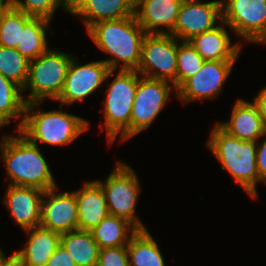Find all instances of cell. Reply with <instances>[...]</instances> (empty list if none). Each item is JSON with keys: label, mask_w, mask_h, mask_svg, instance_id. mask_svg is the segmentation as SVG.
<instances>
[{"label": "cell", "mask_w": 266, "mask_h": 266, "mask_svg": "<svg viewBox=\"0 0 266 266\" xmlns=\"http://www.w3.org/2000/svg\"><path fill=\"white\" fill-rule=\"evenodd\" d=\"M79 64L75 57L72 58L62 93L56 100L62 106H69L88 97L114 74V70H110L103 60Z\"/></svg>", "instance_id": "obj_11"}, {"label": "cell", "mask_w": 266, "mask_h": 266, "mask_svg": "<svg viewBox=\"0 0 266 266\" xmlns=\"http://www.w3.org/2000/svg\"><path fill=\"white\" fill-rule=\"evenodd\" d=\"M234 64L235 61L205 60L200 70L176 90L177 97L184 104L217 97Z\"/></svg>", "instance_id": "obj_12"}, {"label": "cell", "mask_w": 266, "mask_h": 266, "mask_svg": "<svg viewBox=\"0 0 266 266\" xmlns=\"http://www.w3.org/2000/svg\"><path fill=\"white\" fill-rule=\"evenodd\" d=\"M97 266H130L127 245L100 249Z\"/></svg>", "instance_id": "obj_31"}, {"label": "cell", "mask_w": 266, "mask_h": 266, "mask_svg": "<svg viewBox=\"0 0 266 266\" xmlns=\"http://www.w3.org/2000/svg\"><path fill=\"white\" fill-rule=\"evenodd\" d=\"M127 251L130 266H165L159 246L147 229L131 237Z\"/></svg>", "instance_id": "obj_24"}, {"label": "cell", "mask_w": 266, "mask_h": 266, "mask_svg": "<svg viewBox=\"0 0 266 266\" xmlns=\"http://www.w3.org/2000/svg\"><path fill=\"white\" fill-rule=\"evenodd\" d=\"M115 166L105 182L96 180L104 191L108 213L128 220L138 230L147 229L135 216L141 186L134 169L119 161Z\"/></svg>", "instance_id": "obj_7"}, {"label": "cell", "mask_w": 266, "mask_h": 266, "mask_svg": "<svg viewBox=\"0 0 266 266\" xmlns=\"http://www.w3.org/2000/svg\"><path fill=\"white\" fill-rule=\"evenodd\" d=\"M253 104L256 106L258 113L262 116L263 122L266 124V87L262 88L253 99Z\"/></svg>", "instance_id": "obj_34"}, {"label": "cell", "mask_w": 266, "mask_h": 266, "mask_svg": "<svg viewBox=\"0 0 266 266\" xmlns=\"http://www.w3.org/2000/svg\"><path fill=\"white\" fill-rule=\"evenodd\" d=\"M56 187L44 192L40 226L64 234L78 230V207L74 192L56 193Z\"/></svg>", "instance_id": "obj_14"}, {"label": "cell", "mask_w": 266, "mask_h": 266, "mask_svg": "<svg viewBox=\"0 0 266 266\" xmlns=\"http://www.w3.org/2000/svg\"><path fill=\"white\" fill-rule=\"evenodd\" d=\"M13 7L32 18H43L51 21L60 6L70 13V0H12Z\"/></svg>", "instance_id": "obj_30"}, {"label": "cell", "mask_w": 266, "mask_h": 266, "mask_svg": "<svg viewBox=\"0 0 266 266\" xmlns=\"http://www.w3.org/2000/svg\"><path fill=\"white\" fill-rule=\"evenodd\" d=\"M183 0H135V17L147 34H170ZM164 26L167 30L160 28Z\"/></svg>", "instance_id": "obj_16"}, {"label": "cell", "mask_w": 266, "mask_h": 266, "mask_svg": "<svg viewBox=\"0 0 266 266\" xmlns=\"http://www.w3.org/2000/svg\"><path fill=\"white\" fill-rule=\"evenodd\" d=\"M222 21L249 43L266 44V0H222Z\"/></svg>", "instance_id": "obj_9"}, {"label": "cell", "mask_w": 266, "mask_h": 266, "mask_svg": "<svg viewBox=\"0 0 266 266\" xmlns=\"http://www.w3.org/2000/svg\"><path fill=\"white\" fill-rule=\"evenodd\" d=\"M70 14L80 15L88 29L101 21L135 16V0H70Z\"/></svg>", "instance_id": "obj_17"}, {"label": "cell", "mask_w": 266, "mask_h": 266, "mask_svg": "<svg viewBox=\"0 0 266 266\" xmlns=\"http://www.w3.org/2000/svg\"><path fill=\"white\" fill-rule=\"evenodd\" d=\"M78 207V230L91 231L109 213L101 185L86 181L79 190H74Z\"/></svg>", "instance_id": "obj_20"}, {"label": "cell", "mask_w": 266, "mask_h": 266, "mask_svg": "<svg viewBox=\"0 0 266 266\" xmlns=\"http://www.w3.org/2000/svg\"><path fill=\"white\" fill-rule=\"evenodd\" d=\"M138 229L128 220L108 214L91 230L100 249L128 245Z\"/></svg>", "instance_id": "obj_22"}, {"label": "cell", "mask_w": 266, "mask_h": 266, "mask_svg": "<svg viewBox=\"0 0 266 266\" xmlns=\"http://www.w3.org/2000/svg\"><path fill=\"white\" fill-rule=\"evenodd\" d=\"M22 93L21 87L0 73V122L6 126L12 118L22 117L17 131L22 126L26 106Z\"/></svg>", "instance_id": "obj_26"}, {"label": "cell", "mask_w": 266, "mask_h": 266, "mask_svg": "<svg viewBox=\"0 0 266 266\" xmlns=\"http://www.w3.org/2000/svg\"><path fill=\"white\" fill-rule=\"evenodd\" d=\"M2 266H21V265L20 262L13 255H10Z\"/></svg>", "instance_id": "obj_36"}, {"label": "cell", "mask_w": 266, "mask_h": 266, "mask_svg": "<svg viewBox=\"0 0 266 266\" xmlns=\"http://www.w3.org/2000/svg\"><path fill=\"white\" fill-rule=\"evenodd\" d=\"M264 136H266V133ZM256 162L259 172V182L266 183V138L257 146Z\"/></svg>", "instance_id": "obj_33"}, {"label": "cell", "mask_w": 266, "mask_h": 266, "mask_svg": "<svg viewBox=\"0 0 266 266\" xmlns=\"http://www.w3.org/2000/svg\"><path fill=\"white\" fill-rule=\"evenodd\" d=\"M114 70L115 78L109 84L103 101L108 144H112L118 134L121 142L130 139V117L139 80L135 70ZM117 73V74H116Z\"/></svg>", "instance_id": "obj_5"}, {"label": "cell", "mask_w": 266, "mask_h": 266, "mask_svg": "<svg viewBox=\"0 0 266 266\" xmlns=\"http://www.w3.org/2000/svg\"><path fill=\"white\" fill-rule=\"evenodd\" d=\"M213 29L194 36L190 43L204 60L236 61L242 50L239 43L231 44L228 32L221 21Z\"/></svg>", "instance_id": "obj_21"}, {"label": "cell", "mask_w": 266, "mask_h": 266, "mask_svg": "<svg viewBox=\"0 0 266 266\" xmlns=\"http://www.w3.org/2000/svg\"><path fill=\"white\" fill-rule=\"evenodd\" d=\"M42 102H32L25 106L24 120L17 131L30 142L65 146L73 142L79 135L89 129V123L84 118L59 110L42 112L37 109ZM37 109V111H36ZM36 111V112H34Z\"/></svg>", "instance_id": "obj_4"}, {"label": "cell", "mask_w": 266, "mask_h": 266, "mask_svg": "<svg viewBox=\"0 0 266 266\" xmlns=\"http://www.w3.org/2000/svg\"><path fill=\"white\" fill-rule=\"evenodd\" d=\"M0 141L2 159L5 163L9 185L32 186L46 191L56 187L39 146L23 134L7 135Z\"/></svg>", "instance_id": "obj_2"}, {"label": "cell", "mask_w": 266, "mask_h": 266, "mask_svg": "<svg viewBox=\"0 0 266 266\" xmlns=\"http://www.w3.org/2000/svg\"><path fill=\"white\" fill-rule=\"evenodd\" d=\"M221 1L183 0L170 35L180 41H189L194 36L213 29L218 20L222 21Z\"/></svg>", "instance_id": "obj_13"}, {"label": "cell", "mask_w": 266, "mask_h": 266, "mask_svg": "<svg viewBox=\"0 0 266 266\" xmlns=\"http://www.w3.org/2000/svg\"><path fill=\"white\" fill-rule=\"evenodd\" d=\"M171 82L140 76L130 117V138L146 130L169 100Z\"/></svg>", "instance_id": "obj_10"}, {"label": "cell", "mask_w": 266, "mask_h": 266, "mask_svg": "<svg viewBox=\"0 0 266 266\" xmlns=\"http://www.w3.org/2000/svg\"><path fill=\"white\" fill-rule=\"evenodd\" d=\"M44 192L41 188L32 186H8L3 201L22 230L40 226Z\"/></svg>", "instance_id": "obj_15"}, {"label": "cell", "mask_w": 266, "mask_h": 266, "mask_svg": "<svg viewBox=\"0 0 266 266\" xmlns=\"http://www.w3.org/2000/svg\"><path fill=\"white\" fill-rule=\"evenodd\" d=\"M29 62L17 49L0 46V73L22 89L27 82Z\"/></svg>", "instance_id": "obj_27"}, {"label": "cell", "mask_w": 266, "mask_h": 266, "mask_svg": "<svg viewBox=\"0 0 266 266\" xmlns=\"http://www.w3.org/2000/svg\"><path fill=\"white\" fill-rule=\"evenodd\" d=\"M178 42L170 34H146L137 72L143 77L171 82L176 92Z\"/></svg>", "instance_id": "obj_8"}, {"label": "cell", "mask_w": 266, "mask_h": 266, "mask_svg": "<svg viewBox=\"0 0 266 266\" xmlns=\"http://www.w3.org/2000/svg\"><path fill=\"white\" fill-rule=\"evenodd\" d=\"M60 244L77 266H97L100 248L91 231L74 230L61 234Z\"/></svg>", "instance_id": "obj_23"}, {"label": "cell", "mask_w": 266, "mask_h": 266, "mask_svg": "<svg viewBox=\"0 0 266 266\" xmlns=\"http://www.w3.org/2000/svg\"><path fill=\"white\" fill-rule=\"evenodd\" d=\"M207 145L222 164L221 169L227 170L250 197L257 198V142L242 141L216 124L211 130Z\"/></svg>", "instance_id": "obj_3"}, {"label": "cell", "mask_w": 266, "mask_h": 266, "mask_svg": "<svg viewBox=\"0 0 266 266\" xmlns=\"http://www.w3.org/2000/svg\"><path fill=\"white\" fill-rule=\"evenodd\" d=\"M230 116V121L217 123L229 135L257 143L259 138L264 137L266 124L252 102L238 99Z\"/></svg>", "instance_id": "obj_18"}, {"label": "cell", "mask_w": 266, "mask_h": 266, "mask_svg": "<svg viewBox=\"0 0 266 266\" xmlns=\"http://www.w3.org/2000/svg\"><path fill=\"white\" fill-rule=\"evenodd\" d=\"M28 239L25 247L12 255L21 266H46L51 255L60 245L61 234L41 226L25 230Z\"/></svg>", "instance_id": "obj_19"}, {"label": "cell", "mask_w": 266, "mask_h": 266, "mask_svg": "<svg viewBox=\"0 0 266 266\" xmlns=\"http://www.w3.org/2000/svg\"><path fill=\"white\" fill-rule=\"evenodd\" d=\"M46 266H77L71 255L60 244L50 259L47 261Z\"/></svg>", "instance_id": "obj_32"}, {"label": "cell", "mask_w": 266, "mask_h": 266, "mask_svg": "<svg viewBox=\"0 0 266 266\" xmlns=\"http://www.w3.org/2000/svg\"><path fill=\"white\" fill-rule=\"evenodd\" d=\"M12 6V0H0V23L2 22L4 15L9 11Z\"/></svg>", "instance_id": "obj_35"}, {"label": "cell", "mask_w": 266, "mask_h": 266, "mask_svg": "<svg viewBox=\"0 0 266 266\" xmlns=\"http://www.w3.org/2000/svg\"><path fill=\"white\" fill-rule=\"evenodd\" d=\"M204 61L190 41L178 43L176 90L200 70Z\"/></svg>", "instance_id": "obj_28"}, {"label": "cell", "mask_w": 266, "mask_h": 266, "mask_svg": "<svg viewBox=\"0 0 266 266\" xmlns=\"http://www.w3.org/2000/svg\"><path fill=\"white\" fill-rule=\"evenodd\" d=\"M49 23L50 21L47 19L31 18L21 28L20 44H17L16 49L27 60L33 61L49 49L45 32Z\"/></svg>", "instance_id": "obj_25"}, {"label": "cell", "mask_w": 266, "mask_h": 266, "mask_svg": "<svg viewBox=\"0 0 266 266\" xmlns=\"http://www.w3.org/2000/svg\"><path fill=\"white\" fill-rule=\"evenodd\" d=\"M71 55L49 48L29 62L27 82L22 89L23 92L27 89L31 91L28 97H24L26 104L43 102L47 97L53 100L58 99L73 58Z\"/></svg>", "instance_id": "obj_6"}, {"label": "cell", "mask_w": 266, "mask_h": 266, "mask_svg": "<svg viewBox=\"0 0 266 266\" xmlns=\"http://www.w3.org/2000/svg\"><path fill=\"white\" fill-rule=\"evenodd\" d=\"M8 258L9 257H6L4 252L0 249V266H2Z\"/></svg>", "instance_id": "obj_37"}, {"label": "cell", "mask_w": 266, "mask_h": 266, "mask_svg": "<svg viewBox=\"0 0 266 266\" xmlns=\"http://www.w3.org/2000/svg\"><path fill=\"white\" fill-rule=\"evenodd\" d=\"M87 33L96 46L112 58L103 60L110 70H135L141 62L142 42L146 32L135 16L94 23Z\"/></svg>", "instance_id": "obj_1"}, {"label": "cell", "mask_w": 266, "mask_h": 266, "mask_svg": "<svg viewBox=\"0 0 266 266\" xmlns=\"http://www.w3.org/2000/svg\"><path fill=\"white\" fill-rule=\"evenodd\" d=\"M31 18L12 6L0 23V46L16 49L17 44H20L21 28Z\"/></svg>", "instance_id": "obj_29"}]
</instances>
